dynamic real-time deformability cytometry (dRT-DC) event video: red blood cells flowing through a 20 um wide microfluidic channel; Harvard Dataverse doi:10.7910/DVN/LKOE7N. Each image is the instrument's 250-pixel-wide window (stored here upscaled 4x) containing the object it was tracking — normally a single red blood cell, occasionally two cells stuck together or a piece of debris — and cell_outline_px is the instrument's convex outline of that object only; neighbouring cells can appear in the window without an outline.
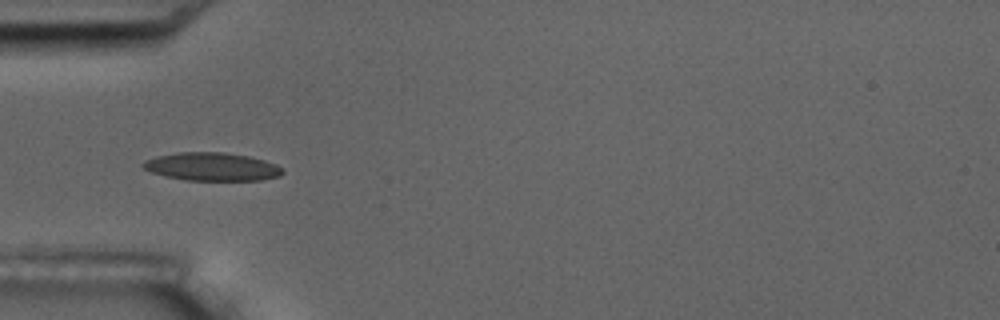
{"species": "common noctule bat (a hibernating species)", "species_latin": "Nyctalus noctula", "temperature_condition": "room temperature", "stored_images_in_passage": 11, "camera_frame_rate_fps": 3000, "um_per_image_px": 0.085, "animal": {"sex": "male", "body_mass_g": 17.5, "forearm_length_mm": 52.3}, "frame": {"image": 1, "passage_image": 1, "time_ms": 0.0, "image_size_px": [1000, 320], "cell_outline_px": [[284, 172], [280, 176], [260, 180], [184, 180], [164, 176], [152, 172], [144, 168], [140, 164], [144, 160], [156, 156], [176, 152], [224, 152], [248, 156], [264, 160], [276, 164], [284, 168]], "centroid_in_image_um": [18.01, 14.16], "position_along_channel_um": 67.0, "area_um2": 23.06}}
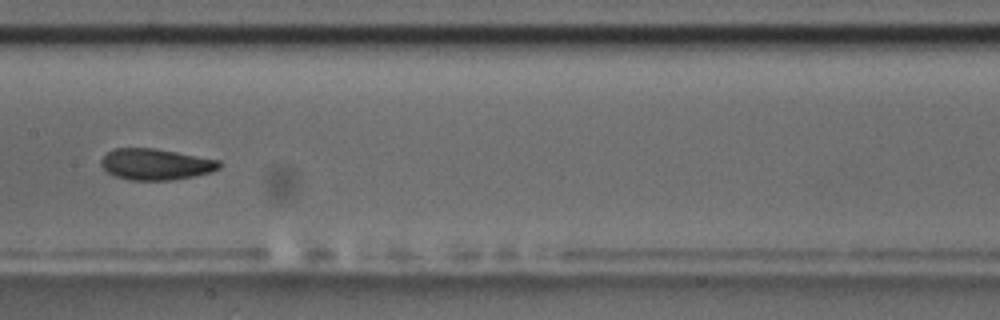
{"frame": {"image": 2, "passage_image": 4, "time_ms": 3.667, "image_size_px": [1000, 320], "cell_outline_px": [[220, 168], [212, 172], [172, 180], [128, 180], [116, 176], [108, 172], [100, 164], [100, 160], [112, 148], [156, 148], [220, 160]], "centroid_in_image_um": [13.23, 13.96], "position_along_channel_um": 194.2, "area_um2": 21.5}}
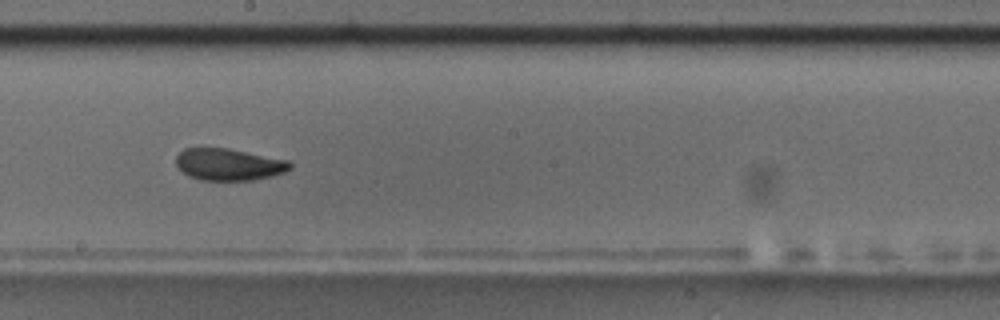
{"frame": {"image": 3, "passage_image": 5, "time_ms": 4.667, "image_size_px": [1000, 320], "cell_outline_px": [[292, 168], [284, 172], [272, 176], [252, 180], [200, 180], [188, 176], [176, 168], [176, 156], [184, 148], [228, 148], [288, 160], [292, 164]], "centroid_in_image_um": [19.42, 13.98], "position_along_channel_um": 228.8, "area_um2": 21.33}, "authors_computed_cell_mechanics": {"area_um2": 21.9062, "velocity_mm_per_s": 3.4884, "shape_relaxation_time_tau1_ms": 6.809, "shape_relaxation_time_tau2_ms": 1.2044, "deformation_change_tau1": 0.1243, "deformation_change_tau2": 0.0504}}